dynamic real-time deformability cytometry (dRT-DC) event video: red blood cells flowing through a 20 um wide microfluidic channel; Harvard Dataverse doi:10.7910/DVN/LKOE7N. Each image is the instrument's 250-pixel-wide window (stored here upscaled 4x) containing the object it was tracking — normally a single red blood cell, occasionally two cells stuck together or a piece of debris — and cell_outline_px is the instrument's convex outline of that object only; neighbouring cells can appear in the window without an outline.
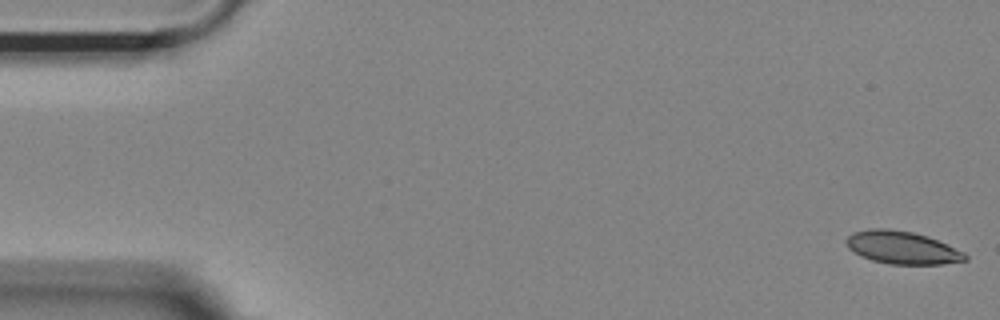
{"species": "Egyptian fruit bat (a non-hibernating species)", "species_latin": "Rousettus aegyptiacus", "temperature_condition": "room temperature", "stored_images_in_passage": 11, "camera_frame_rate_fps": 3000, "um_per_image_px": 0.085, "animal": {"sex": "female"}, "frame": {"image": 1, "passage_image": 1, "time_ms": 0.0, "image_size_px": [1000, 320], "cell_outline_px": [[968, 260], [940, 264], [888, 264], [872, 260], [860, 256], [848, 248], [844, 240], [848, 236], [856, 232], [868, 228], [888, 228], [912, 232], [928, 236], [964, 252], [968, 256]], "centroid_in_image_um": [76.66, 21.04], "position_along_channel_um": 8.3, "area_um2": 22.72}}